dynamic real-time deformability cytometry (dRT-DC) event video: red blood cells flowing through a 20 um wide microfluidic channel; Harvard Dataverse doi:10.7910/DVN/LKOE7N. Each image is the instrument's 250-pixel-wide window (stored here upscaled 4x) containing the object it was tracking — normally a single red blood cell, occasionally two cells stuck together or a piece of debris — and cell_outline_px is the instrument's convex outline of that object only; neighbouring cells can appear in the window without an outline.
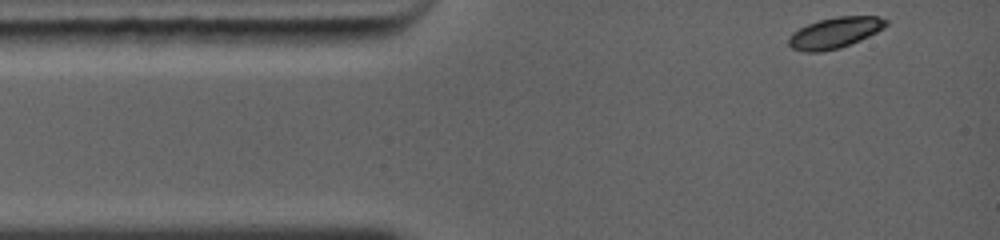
{"species": "common noctule bat (a hibernating species)", "species_latin": "Nyctalus noctula", "temperature_condition": "warm", "stored_images_in_passage": 28, "camera_frame_rate_fps": 5000, "um_per_image_px": 0.085, "animal": {"sex": "female", "body_mass_g": 19.0, "forearm_length_mm": 56.7}, "frame": {"image": 1, "passage_image": 1, "time_ms": 0.0, "image_size_px": [1000, 240], "cell_outline_px": [[888, 24], [884, 28], [860, 40], [840, 48], [820, 52], [808, 52], [792, 48], [788, 44], [788, 36], [792, 32], [808, 24], [820, 20], [836, 16], [880, 16], [888, 20]], "centroid_in_image_um": [70.97, 2.78], "position_along_channel_um": 14.0, "area_um2": 17.51}}
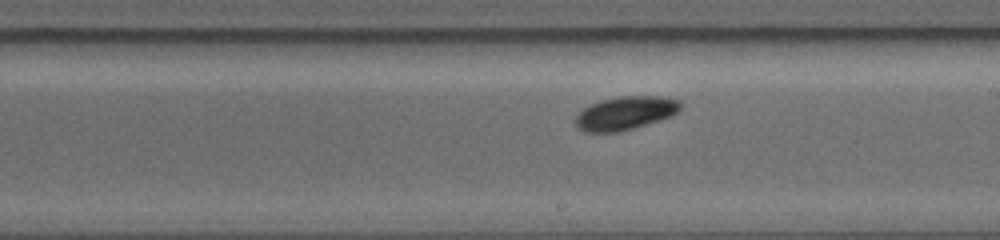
{"frame": {"image": 2, "passage_image": 16, "time_ms": 6.4, "image_size_px": [1000, 240], "cell_outline_px": [[684, 104], [676, 112], [668, 116], [644, 124], [616, 132], [584, 132], [576, 124], [576, 116], [584, 108], [600, 100], [620, 96], [660, 96], [680, 100]], "centroid_in_image_um": [53.15, 9.59], "position_along_channel_um": 235.9, "area_um2": 19.94}}
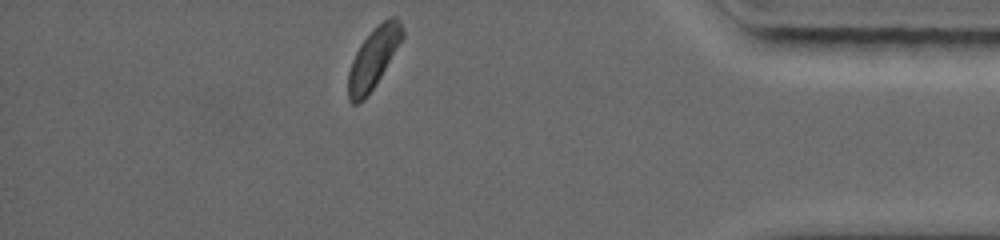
{"frame": {"image": 3, "passage_image": 28, "time_ms": 11.2, "image_size_px": [1000, 240], "cell_outline_px": [[404, 36], [380, 76], [364, 100], [356, 104], [352, 104], [348, 100], [348, 72], [352, 60], [360, 44], [384, 20], [392, 16], [396, 16], [400, 20], [404, 28]], "centroid_in_image_um": [31.73, 4.95], "position_along_channel_um": 403.5, "area_um2": 18.55}, "authors_computed_cell_mechanics": {"area_um2": 18.9295, "velocity_mm_per_s": 4.271, "shape_relaxation_time_tau1_ms": 0.6621, "shape_relaxation_time_tau2_ms": null, "deformation_change_tau1": 0.0707, "deformation_change_tau2": null}}